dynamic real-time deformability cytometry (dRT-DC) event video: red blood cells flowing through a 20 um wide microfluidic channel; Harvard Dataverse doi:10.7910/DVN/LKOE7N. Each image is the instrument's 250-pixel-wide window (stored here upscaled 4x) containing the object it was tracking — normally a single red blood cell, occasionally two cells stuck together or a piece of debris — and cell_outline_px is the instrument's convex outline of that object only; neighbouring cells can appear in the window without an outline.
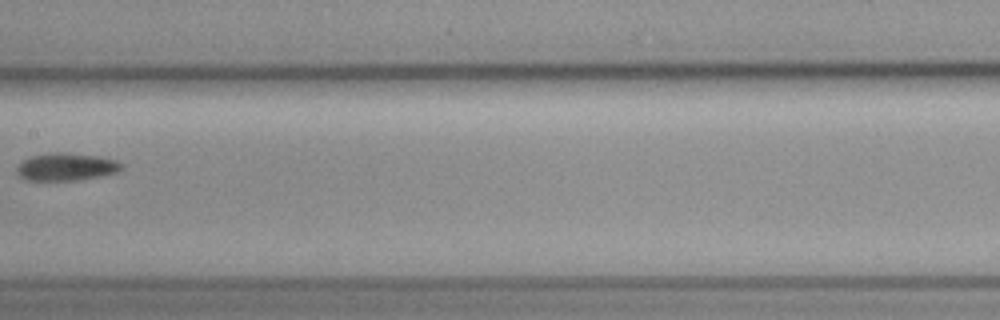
{"species": "common noctule bat (a hibernating species)", "species_latin": "Nyctalus noctula", "temperature_condition": "cold", "stored_images_in_passage": 10, "camera_frame_rate_fps": 3000, "um_per_image_px": 0.085, "animal": {"sex": "female", "body_mass_g": 19.3, "forearm_length_mm": 54.1}, "frame": {"image": 1, "passage_image": 9, "time_ms": 9.333, "image_size_px": [1000, 320], "cell_outline_px": [[124, 164], [116, 172], [76, 180], [24, 180], [16, 172], [16, 168], [24, 160], [32, 156], [52, 152], [68, 152], [100, 156], [116, 160]], "centroid_in_image_um": [5.61, 14.16], "position_along_channel_um": 201.8, "area_um2": 16.7}}